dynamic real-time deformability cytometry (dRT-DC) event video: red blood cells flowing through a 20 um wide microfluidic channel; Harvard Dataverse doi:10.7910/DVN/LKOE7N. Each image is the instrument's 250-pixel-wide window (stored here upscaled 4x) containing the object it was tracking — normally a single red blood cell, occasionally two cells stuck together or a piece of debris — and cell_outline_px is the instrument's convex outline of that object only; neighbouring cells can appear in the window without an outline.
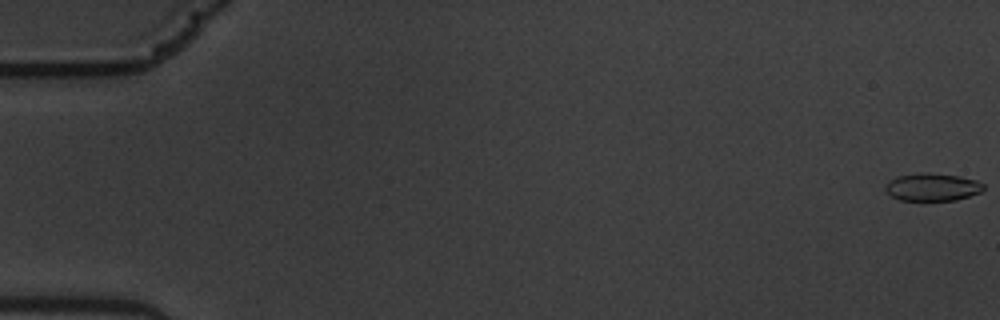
{"species": "common noctule bat (a hibernating species)", "species_latin": "Nyctalus noctula", "temperature_condition": "warm", "stored_images_in_passage": 59, "camera_frame_rate_fps": 3000, "um_per_image_px": 0.085, "animal": {"sex": "male", "body_mass_g": 19.5, "forearm_length_mm": 54.6}, "frame": {"image": 1, "passage_image": 1, "time_ms": 0.0, "image_size_px": [1000, 320], "cell_outline_px": [[984, 188], [980, 192], [956, 200], [900, 200], [892, 196], [884, 188], [888, 180], [896, 176], [920, 172], [928, 172], [960, 176], [976, 180], [984, 184]], "centroid_in_image_um": [79.23, 15.88], "position_along_channel_um": 5.8, "area_um2": 15.9}}
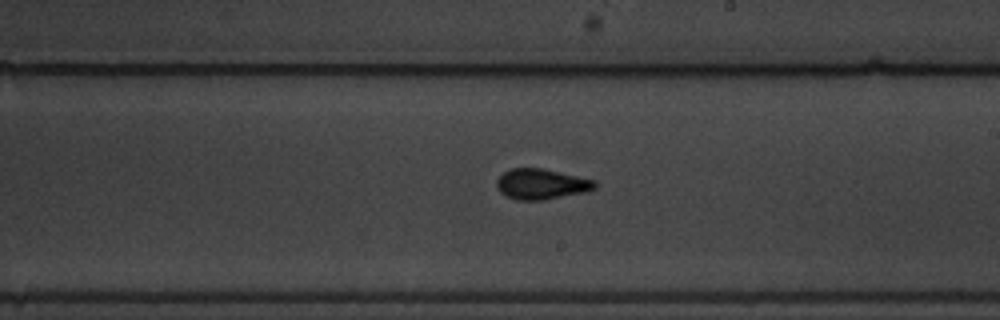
{"frame": {"image": 2, "passage_image": 35, "time_ms": 11.333, "image_size_px": [1000, 320], "cell_outline_px": [[596, 188], [588, 192], [544, 200], [516, 200], [500, 192], [496, 188], [496, 180], [504, 172], [512, 168], [540, 168], [596, 180]], "centroid_in_image_um": [46.03, 15.66], "position_along_channel_um": 243.0, "area_um2": 17.51}}
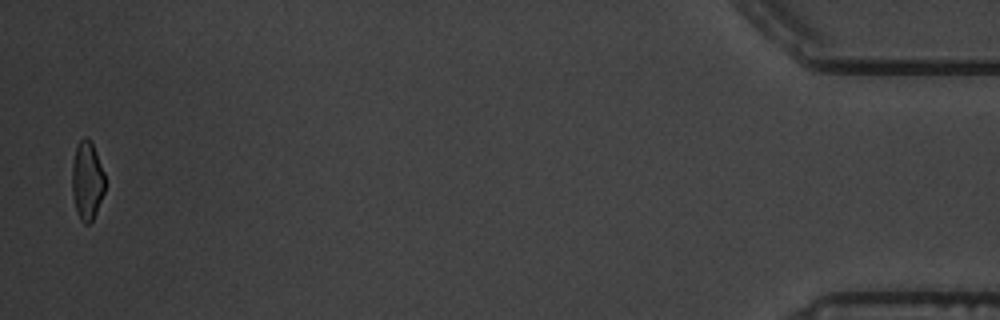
{"frame": {"image": 3, "passage_image": 58, "time_ms": 19.0, "image_size_px": [1000, 320], "cell_outline_px": [[104, 192], [96, 212], [92, 220], [88, 224], [84, 224], [80, 220], [76, 208], [72, 192], [72, 164], [76, 148], [80, 140], [84, 136], [92, 140], [104, 172]], "centroid_in_image_um": [7.4, 15.32], "position_along_channel_um": 427.8, "area_um2": 15.03}, "authors_computed_cell_mechanics": {"area_um2": 16.5308, "velocity_mm_per_s": 3.5484, "shape_relaxation_time_tau1_ms": 6.6714, "shape_relaxation_time_tau2_ms": 1.2789, "deformation_change_tau1": 0.1896, "deformation_change_tau2": 0.0584}}